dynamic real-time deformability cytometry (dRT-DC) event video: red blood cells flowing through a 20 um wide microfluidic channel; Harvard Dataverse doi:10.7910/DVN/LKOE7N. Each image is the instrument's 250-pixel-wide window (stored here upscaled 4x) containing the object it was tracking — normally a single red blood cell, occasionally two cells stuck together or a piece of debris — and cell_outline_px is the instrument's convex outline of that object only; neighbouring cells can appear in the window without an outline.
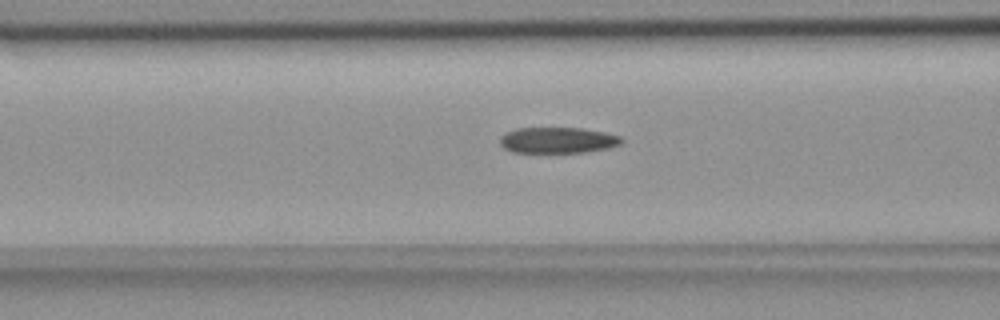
{"species": "common noctule bat (a hibernating species)", "species_latin": "Nyctalus noctula", "temperature_condition": "room temperature", "stored_images_in_passage": 55, "camera_frame_rate_fps": 3000, "um_per_image_px": 0.085, "animal": {"sex": "female", "body_mass_g": 18.4}, "frame": {"image": 1, "passage_image": 22, "time_ms": 7.0, "image_size_px": [1000, 320], "cell_outline_px": [[624, 140], [620, 144], [608, 148], [584, 152], [512, 152], [504, 148], [500, 144], [500, 136], [516, 128], [584, 128], [604, 132], [620, 136]], "centroid_in_image_um": [47.41, 11.91], "position_along_channel_um": 119.2, "area_um2": 18.32}}
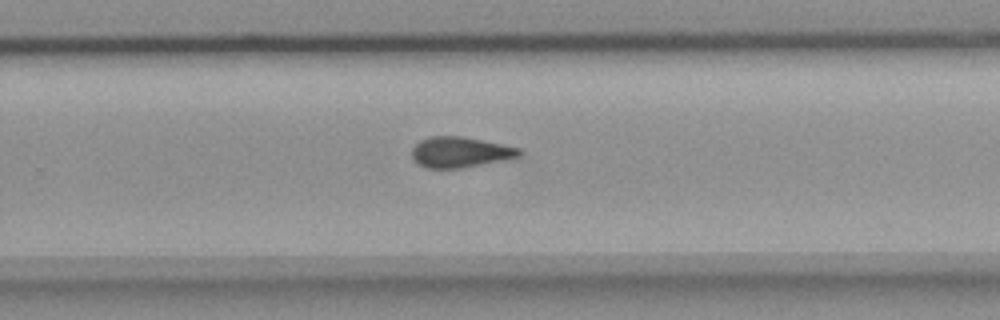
{"frame": {"image": 2, "passage_image": 36, "time_ms": 11.667, "image_size_px": [1000, 320], "cell_outline_px": [[524, 152], [520, 156], [504, 160], [460, 168], [428, 168], [420, 164], [412, 156], [412, 148], [420, 140], [428, 136], [460, 136], [520, 148]], "centroid_in_image_um": [39.12, 12.93], "position_along_channel_um": 290.7, "area_um2": 18.9}}
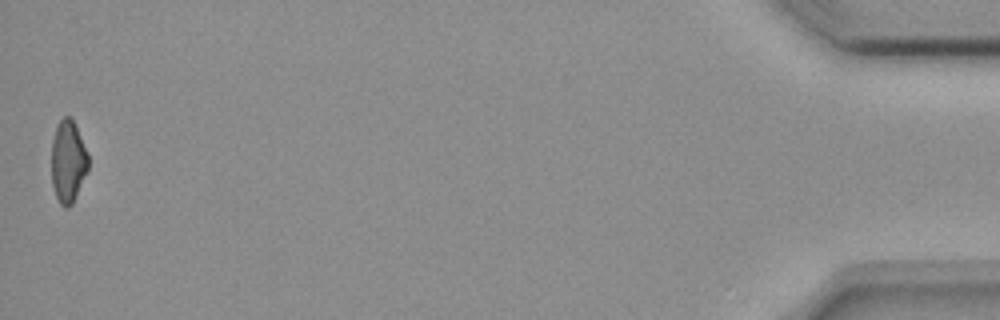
{"frame": {"image": 3, "passage_image": 55, "time_ms": 18.0, "image_size_px": [1000, 320], "cell_outline_px": [[88, 172], [72, 204], [68, 208], [64, 208], [60, 204], [56, 196], [52, 184], [52, 140], [56, 124], [64, 116], [72, 116], [88, 152]], "centroid_in_image_um": [5.8, 13.7], "position_along_channel_um": 429.4, "area_um2": 17.98}, "authors_computed_cell_mechanics": {"area_um2": 19.074, "velocity_mm_per_s": 3.687, "shape_relaxation_time_tau1_ms": null, "shape_relaxation_time_tau2_ms": 3.14, "deformation_change_tau1": null, "deformation_change_tau2": 0.1032}}